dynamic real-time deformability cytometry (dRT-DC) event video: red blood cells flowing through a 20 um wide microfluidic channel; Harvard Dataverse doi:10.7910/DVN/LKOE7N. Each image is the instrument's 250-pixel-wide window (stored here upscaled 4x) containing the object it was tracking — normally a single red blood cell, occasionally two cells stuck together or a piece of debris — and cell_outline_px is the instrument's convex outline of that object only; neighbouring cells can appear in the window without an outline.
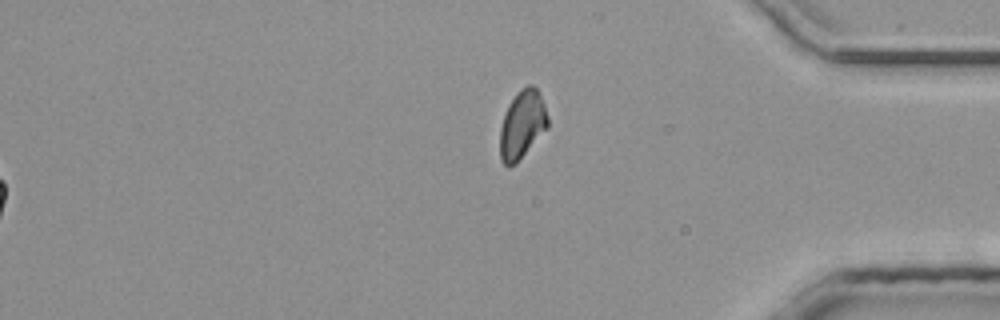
{"species": "common noctule bat (a hibernating species)", "species_latin": "Nyctalus noctula", "temperature_condition": "room temperature", "stored_images_in_passage": 32, "segment_of_instrument_passage": [2, 2], "camera_frame_rate_fps": 3000, "um_per_image_px": 0.085, "animal": {"sex": "male", "body_mass_g": 20.4}, "frame": {"image": 1, "passage_image": 32, "time_ms": 10.333, "image_size_px": [1000, 320], "cell_outline_px": [[548, 128], [516, 164], [508, 168], [500, 160], [500, 128], [504, 112], [508, 104], [516, 92], [528, 84], [532, 84], [536, 88], [544, 104], [548, 116]], "centroid_in_image_um": [44.37, 10.61], "position_along_channel_um": 390.8, "area_um2": 19.31}}